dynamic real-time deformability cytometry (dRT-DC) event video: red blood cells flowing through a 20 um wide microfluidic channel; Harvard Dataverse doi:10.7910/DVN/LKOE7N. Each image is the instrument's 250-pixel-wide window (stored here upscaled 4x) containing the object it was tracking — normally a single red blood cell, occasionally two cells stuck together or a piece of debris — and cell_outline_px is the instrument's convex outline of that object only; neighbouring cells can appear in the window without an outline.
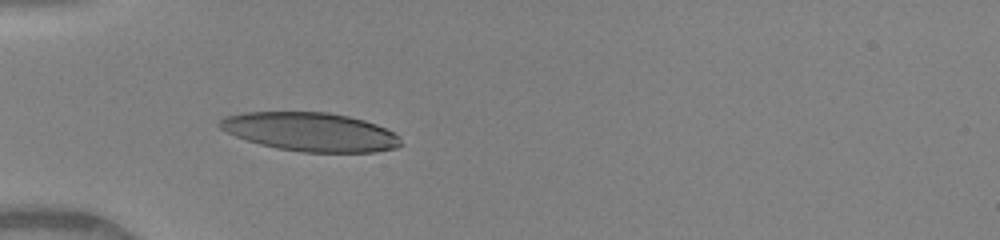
{"species": "human", "species_latin": "Homo sapiens", "temperature_condition": "warm", "stored_images_in_passage": 31, "camera_frame_rate_fps": 3000, "um_per_image_px": 0.085, "donor": {"sex": "female"}, "frame": {"image": 1, "passage_image": 1, "time_ms": 0.0, "image_size_px": [1000, 240], "cell_outline_px": [[400, 144], [396, 148], [376, 152], [304, 152], [276, 148], [260, 144], [236, 136], [220, 128], [216, 124], [224, 116], [244, 112], [328, 112], [348, 116], [364, 120], [376, 124], [400, 136]], "centroid_in_image_um": [26.37, 11.2], "position_along_channel_um": 58.6, "area_um2": 40.75}}
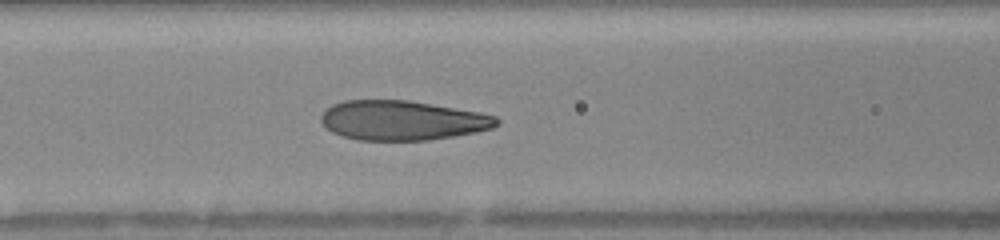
{"frame": {"image": 2, "passage_image": 7, "time_ms": 2.0, "image_size_px": [1000, 240], "cell_outline_px": [[500, 124], [492, 128], [476, 132], [428, 140], [356, 140], [332, 132], [320, 120], [320, 116], [332, 104], [344, 100], [408, 100], [480, 112], [496, 116], [500, 120]], "centroid_in_image_um": [34.21, 10.23], "position_along_channel_um": 132.4, "area_um2": 40.46}}
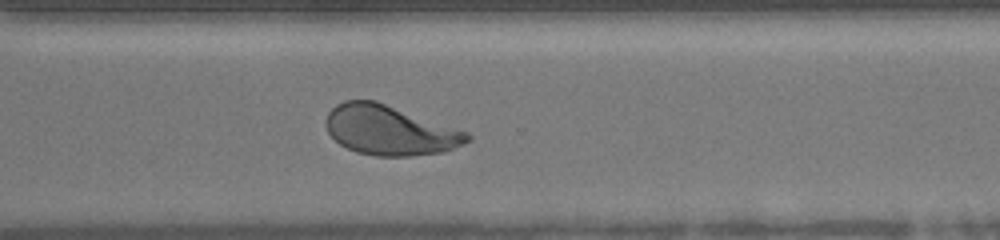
{"frame": {"image": 3, "passage_image": 22, "time_ms": 7.0, "image_size_px": [1000, 240], "cell_outline_px": [[472, 140], [444, 152], [412, 156], [376, 156], [356, 152], [340, 144], [328, 132], [324, 124], [328, 112], [336, 104], [344, 100], [376, 100], [468, 132], [472, 136]], "centroid_in_image_um": [33.13, 11.07], "position_along_channel_um": 337.5, "area_um2": 41.1}, "authors_computed_cell_mechanics": {"area_um2": 40.749, "velocity_mm_per_s": 4.1126, "shape_relaxation_time_tau1_ms": 3.1555, "shape_relaxation_time_tau2_ms": null, "deformation_change_tau1": 0.1887, "deformation_change_tau2": null}}